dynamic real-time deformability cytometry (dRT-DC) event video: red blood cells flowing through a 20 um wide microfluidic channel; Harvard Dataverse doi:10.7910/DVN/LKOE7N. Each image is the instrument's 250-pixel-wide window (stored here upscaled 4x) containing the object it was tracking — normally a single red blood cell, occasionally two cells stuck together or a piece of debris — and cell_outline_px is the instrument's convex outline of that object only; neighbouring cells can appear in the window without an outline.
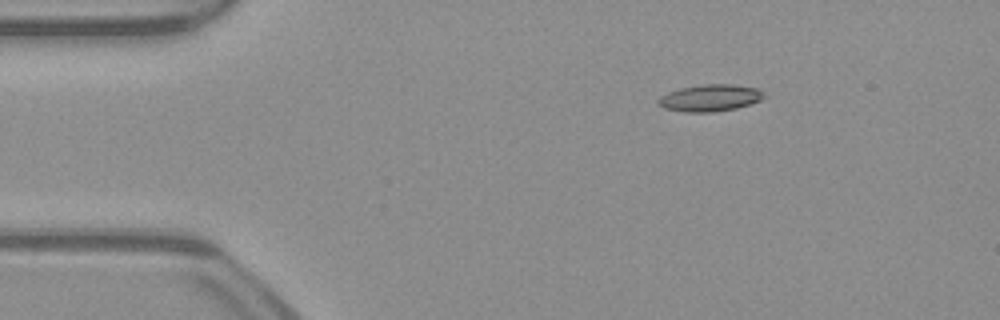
{"species": "common noctule bat (a hibernating species)", "species_latin": "Nyctalus noctula", "temperature_condition": "warm", "stored_images_in_passage": 45, "camera_frame_rate_fps": 3000, "um_per_image_px": 0.085, "animal": {"sex": "male", "body_mass_g": 23.1, "forearm_length_mm": 52.7}, "frame": {"image": 1, "passage_image": 1, "time_ms": 0.0, "image_size_px": [1000, 320], "cell_outline_px": [[768, 96], [760, 100], [736, 108], [712, 112], [684, 112], [664, 108], [656, 104], [656, 100], [660, 96], [668, 92], [680, 88], [704, 84], [732, 84], [756, 88], [764, 92]], "centroid_in_image_um": [60.33, 8.32], "position_along_channel_um": 24.7, "area_um2": 16.65}}
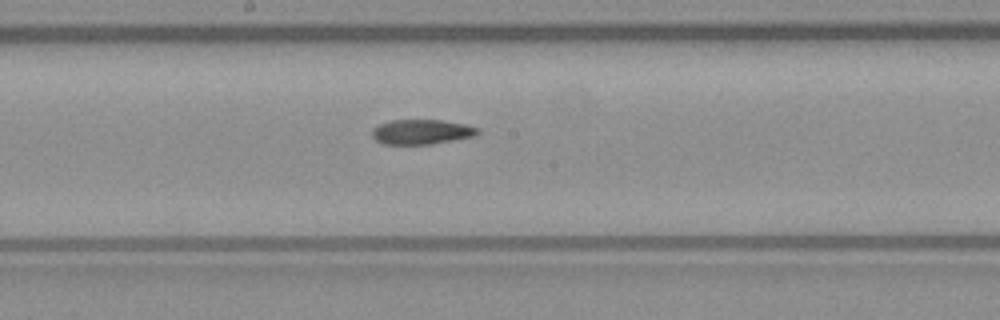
{"frame": {"image": 2, "passage_image": 20, "time_ms": 6.333, "image_size_px": [1000, 320], "cell_outline_px": [[480, 132], [476, 136], [432, 144], [384, 144], [376, 140], [372, 136], [372, 128], [380, 124], [392, 120], [440, 120], [464, 124], [480, 128]], "centroid_in_image_um": [35.86, 11.21], "position_along_channel_um": 212.3, "area_um2": 15.32}}
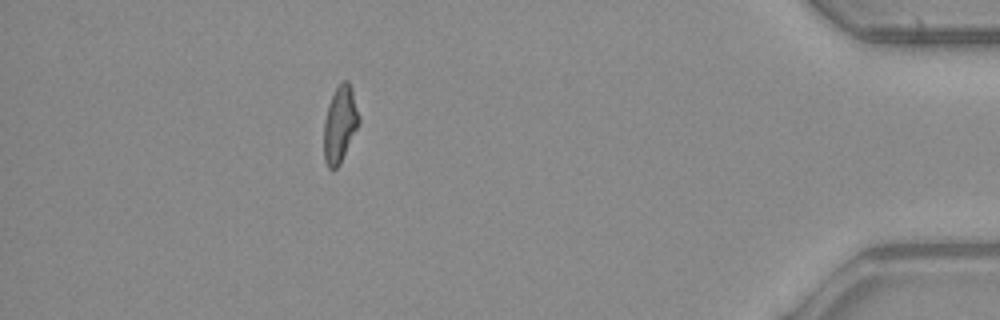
{"frame": {"image": 3, "passage_image": 39, "time_ms": 12.667, "image_size_px": [1000, 320], "cell_outline_px": [[360, 124], [340, 164], [336, 168], [328, 168], [324, 160], [324, 120], [328, 104], [336, 88], [344, 80], [348, 80], [352, 88], [360, 116]], "centroid_in_image_um": [28.91, 10.56], "position_along_channel_um": 406.3, "area_um2": 15.78}, "authors_computed_cell_mechanics": {"area_um2": 15.9528, "velocity_mm_per_s": 3.9818, "shape_relaxation_time_tau1_ms": null, "shape_relaxation_time_tau2_ms": 8.2642, "deformation_change_tau1": null, "deformation_change_tau2": 0.1843}}